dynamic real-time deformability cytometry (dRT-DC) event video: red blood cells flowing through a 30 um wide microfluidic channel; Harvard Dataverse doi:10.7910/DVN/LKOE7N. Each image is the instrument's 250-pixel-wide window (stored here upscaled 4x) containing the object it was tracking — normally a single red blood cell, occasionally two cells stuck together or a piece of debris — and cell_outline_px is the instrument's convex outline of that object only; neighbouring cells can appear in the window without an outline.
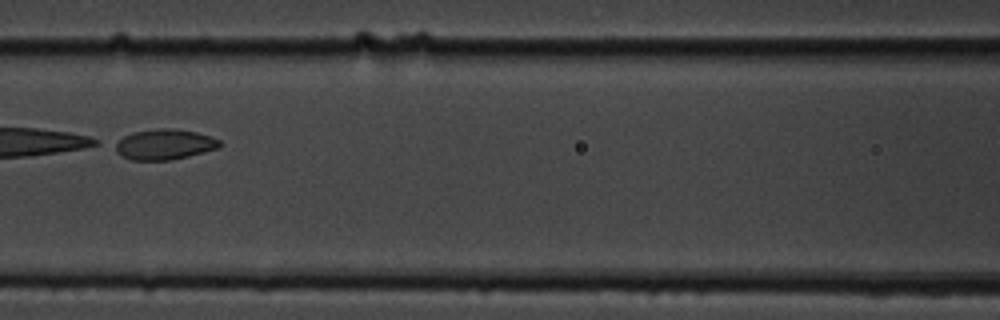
{"species": "common noctule bat (a hibernating species)", "species_latin": "Nyctalus noctula", "temperature_condition": "cold", "stored_images_in_passage": 41, "camera_frame_rate_fps": 3000, "um_per_image_px": 0.085, "animal": {"sex": "male", "body_mass_g": 19.5, "forearm_length_mm": 54.6}, "frame": {"image": 1, "passage_image": 11, "time_ms": 3.333, "image_size_px": [1000, 320], "cell_outline_px": [[220, 144], [216, 148], [204, 152], [172, 160], [132, 160], [120, 156], [108, 144], [132, 132], [160, 128], [176, 128], [196, 132], [220, 140]], "centroid_in_image_um": [13.85, 12.27], "position_along_channel_um": 152.7, "area_um2": 18.84}}
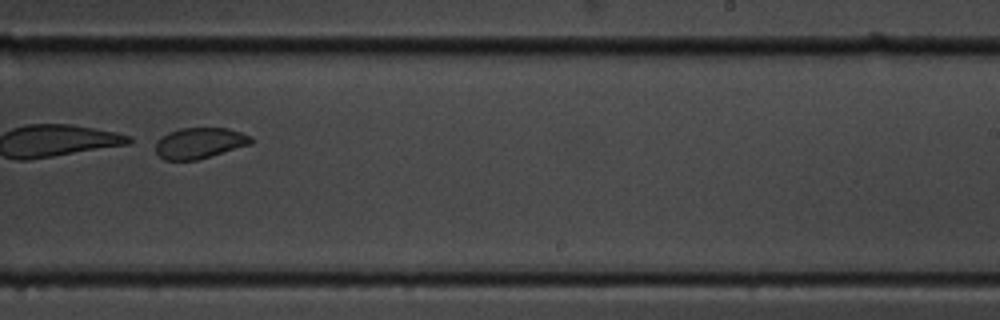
{"frame": {"image": 2, "passage_image": 21, "time_ms": 6.667, "image_size_px": [1000, 320], "cell_outline_px": [[252, 144], [196, 160], [164, 160], [156, 152], [156, 140], [160, 136], [168, 132], [180, 128], [228, 128], [252, 136]], "centroid_in_image_um": [16.95, 12.15], "position_along_channel_um": 272.1, "area_um2": 17.22}}
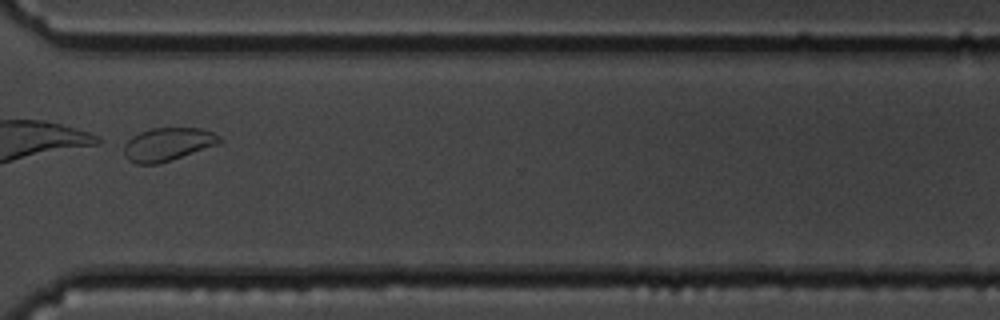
{"frame": {"image": 3, "passage_image": 28, "time_ms": 9.0, "image_size_px": [1000, 320], "cell_outline_px": [[224, 140], [220, 144], [172, 160], [156, 164], [136, 164], [128, 160], [124, 156], [124, 144], [132, 136], [140, 132], [152, 128], [200, 128], [212, 132], [220, 136]], "centroid_in_image_um": [14.28, 12.27], "position_along_channel_um": 356.3, "area_um2": 18.67}}